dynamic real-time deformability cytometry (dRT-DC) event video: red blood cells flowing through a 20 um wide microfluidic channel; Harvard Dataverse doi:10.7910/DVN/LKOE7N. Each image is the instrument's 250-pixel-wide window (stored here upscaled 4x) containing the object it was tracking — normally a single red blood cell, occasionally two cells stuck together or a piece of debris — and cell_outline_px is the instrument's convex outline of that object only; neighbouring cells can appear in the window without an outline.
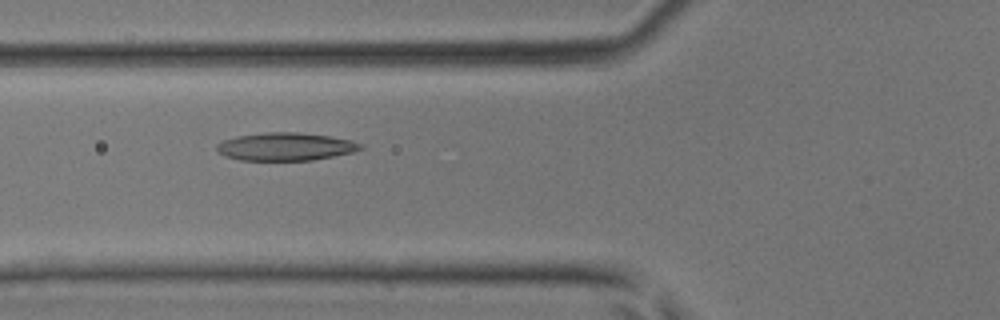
{"species": "common noctule bat (a hibernating species)", "species_latin": "Nyctalus noctula", "temperature_condition": "room temperature", "stored_images_in_passage": 44, "camera_frame_rate_fps": 3000, "um_per_image_px": 0.085, "animal": {"sex": "male", "body_mass_g": 17.9, "forearm_length_mm": 54.2}, "frame": {"image": 1, "passage_image": 17, "time_ms": 5.333, "image_size_px": [1000, 320], "cell_outline_px": [[364, 148], [352, 152], [312, 160], [240, 160], [224, 156], [216, 152], [216, 144], [224, 140], [236, 136], [264, 132], [300, 132], [328, 136], [352, 140], [364, 144]], "centroid_in_image_um": [24.25, 12.46], "position_along_channel_um": 101.6, "area_um2": 23.52}}
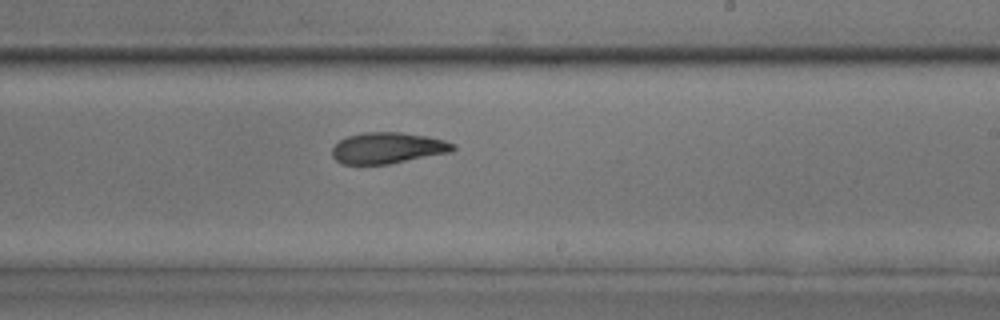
{"frame": {"image": 2, "passage_image": 27, "time_ms": 8.667, "image_size_px": [1000, 320], "cell_outline_px": [[456, 148], [452, 152], [388, 164], [340, 164], [332, 156], [332, 148], [340, 140], [348, 136], [364, 132], [400, 132], [428, 136], [444, 140], [456, 144]], "centroid_in_image_um": [32.97, 12.58], "position_along_channel_um": 256.0, "area_um2": 22.02}}
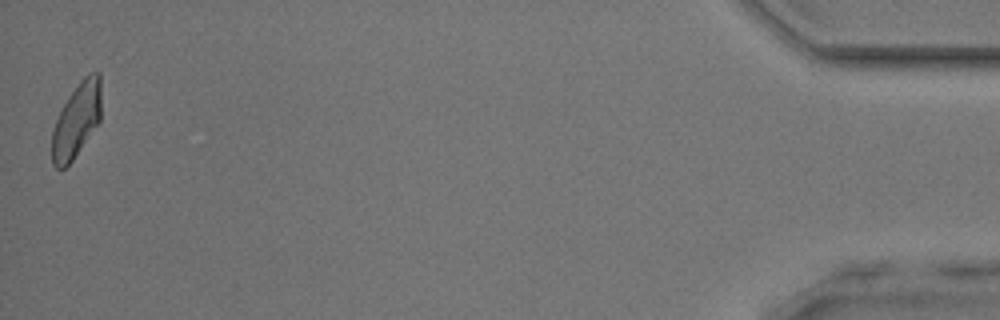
{"frame": {"image": 3, "passage_image": 44, "time_ms": 14.333, "image_size_px": [1000, 320], "cell_outline_px": [[100, 120], [72, 160], [64, 168], [56, 168], [52, 164], [52, 132], [56, 120], [68, 96], [80, 80], [88, 72], [100, 72]], "centroid_in_image_um": [6.5, 10.19], "position_along_channel_um": 428.7, "area_um2": 21.04}}